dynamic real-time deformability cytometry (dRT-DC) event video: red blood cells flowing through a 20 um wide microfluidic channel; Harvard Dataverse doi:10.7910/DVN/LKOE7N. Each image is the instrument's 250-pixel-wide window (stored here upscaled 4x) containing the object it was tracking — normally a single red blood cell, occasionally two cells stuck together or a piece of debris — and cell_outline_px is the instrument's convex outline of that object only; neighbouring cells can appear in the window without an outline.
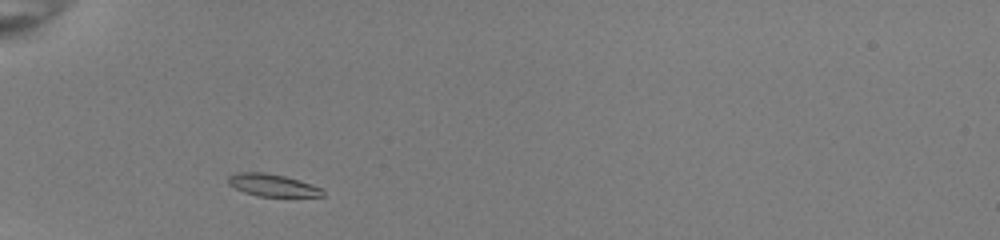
{"species": "common noctule bat (a hibernating species)", "species_latin": "Nyctalus noctula", "temperature_condition": "room temperature", "stored_images_in_passage": 36, "camera_frame_rate_fps": 3000, "um_per_image_px": 0.085, "animal": {"sex": "female", "body_mass_g": 22.0, "forearm_length_mm": 56.7}, "frame": {"image": 1, "passage_image": 2, "time_ms": 0.333, "image_size_px": [1000, 240], "cell_outline_px": [[324, 196], [260, 196], [244, 192], [228, 184], [228, 176], [240, 172], [264, 172], [284, 176], [320, 188], [324, 192]], "centroid_in_image_um": [23.11, 15.74], "position_along_channel_um": 61.9, "area_um2": 11.91}}
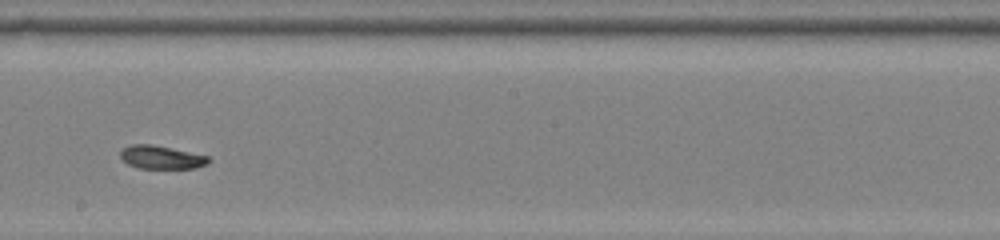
{"frame": {"image": 2, "passage_image": 16, "time_ms": 5.0, "image_size_px": [1000, 240], "cell_outline_px": [[208, 160], [204, 164], [192, 168], [140, 168], [128, 164], [120, 156], [120, 148], [132, 144], [152, 144], [208, 156]], "centroid_in_image_um": [13.62, 13.35], "position_along_channel_um": 234.6, "area_um2": 11.68}}
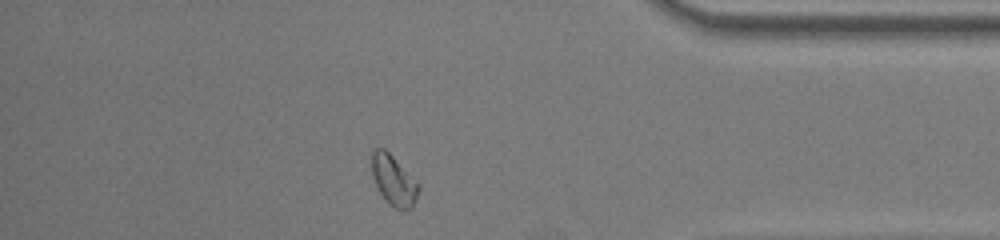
{"frame": {"image": 3, "passage_image": 30, "time_ms": 9.667, "image_size_px": [1000, 240], "cell_outline_px": [[420, 188], [412, 208], [396, 208], [380, 192], [372, 176], [372, 152], [376, 148], [384, 148], [420, 184]], "centroid_in_image_um": [33.47, 15.29], "position_along_channel_um": 401.7, "area_um2": 13.18}, "authors_computed_cell_mechanics": {"area_um2": 12.5137, "velocity_mm_per_s": 3.9747, "shape_relaxation_time_tau1_ms": 6.9386, "shape_relaxation_time_tau2_ms": 5.6988, "deformation_change_tau1": 0.1584, "deformation_change_tau2": 0.0787}}